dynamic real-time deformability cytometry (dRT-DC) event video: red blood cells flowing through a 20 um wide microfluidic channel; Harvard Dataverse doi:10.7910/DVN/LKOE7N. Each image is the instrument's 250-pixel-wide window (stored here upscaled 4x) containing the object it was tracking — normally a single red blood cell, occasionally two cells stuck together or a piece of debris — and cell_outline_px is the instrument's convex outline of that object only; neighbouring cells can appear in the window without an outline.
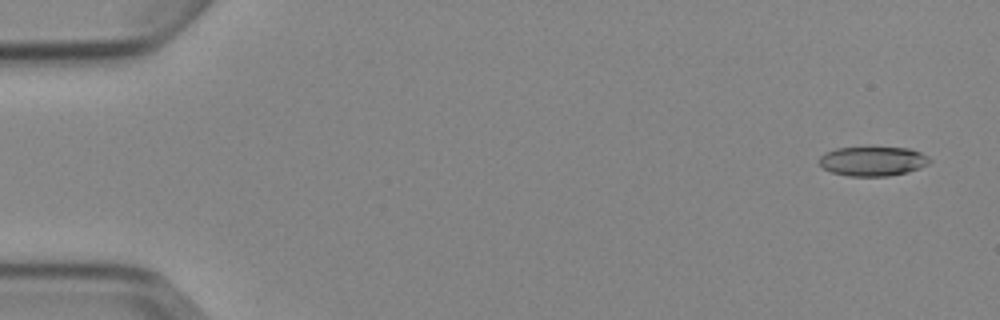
{"species": "Egyptian fruit bat (a non-hibernating species)", "species_latin": "Rousettus aegyptiacus", "temperature_condition": "cold", "stored_images_in_passage": 4, "camera_frame_rate_fps": 3000, "um_per_image_px": 0.085, "animal": {"sex": "female"}, "frame": {"image": 1, "passage_image": 1, "time_ms": 0.0, "image_size_px": [1000, 320], "cell_outline_px": [[932, 160], [928, 164], [920, 168], [908, 172], [888, 176], [848, 176], [832, 172], [824, 168], [820, 164], [820, 156], [824, 152], [836, 148], [908, 148], [920, 152], [928, 156]], "centroid_in_image_um": [74.2, 13.71], "position_along_channel_um": 10.8, "area_um2": 18.84}}
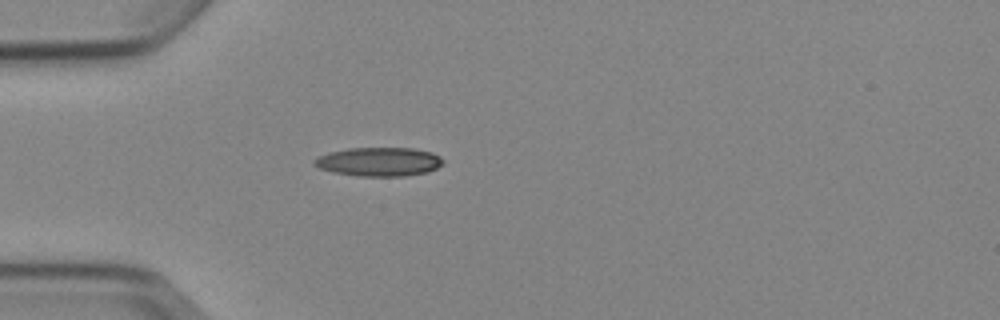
{"frame": {"image": 2, "passage_image": 4, "time_ms": 4.333, "image_size_px": [1000, 320], "cell_outline_px": [[444, 164], [428, 172], [404, 176], [356, 176], [332, 172], [320, 168], [312, 164], [312, 160], [316, 156], [348, 148], [412, 148], [432, 152], [440, 156], [444, 160]], "centroid_in_image_um": [32.21, 13.75], "position_along_channel_um": 52.8, "area_um2": 21.85}}